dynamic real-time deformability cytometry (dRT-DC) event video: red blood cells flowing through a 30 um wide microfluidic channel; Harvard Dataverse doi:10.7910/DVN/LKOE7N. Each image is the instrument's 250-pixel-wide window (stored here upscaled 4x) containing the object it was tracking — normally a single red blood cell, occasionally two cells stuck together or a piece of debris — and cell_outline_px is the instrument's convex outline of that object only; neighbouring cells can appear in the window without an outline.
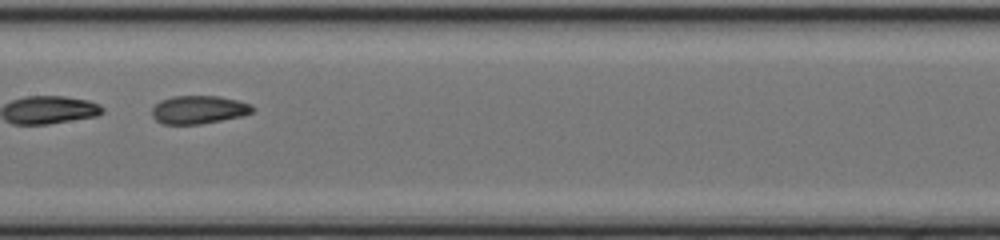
{"species": "common noctule bat (a hibernating species)", "species_latin": "Nyctalus noctula", "temperature_condition": "cold", "stored_images_in_passage": 51, "segment_of_instrument_passage": [2, 2], "camera_frame_rate_fps": 3000, "um_per_image_px": 0.085, "animal": {"sex": "female", "body_mass_g": 17.0, "forearm_length_mm": 48.0}, "frame": {"image": 1, "passage_image": 27, "time_ms": 8.667, "image_size_px": [1000, 240], "cell_outline_px": [[252, 112], [240, 116], [200, 124], [164, 124], [156, 120], [152, 116], [152, 108], [160, 100], [172, 96], [220, 96], [252, 104]], "centroid_in_image_um": [16.85, 9.31], "position_along_channel_um": 190.6, "area_um2": 16.36}}